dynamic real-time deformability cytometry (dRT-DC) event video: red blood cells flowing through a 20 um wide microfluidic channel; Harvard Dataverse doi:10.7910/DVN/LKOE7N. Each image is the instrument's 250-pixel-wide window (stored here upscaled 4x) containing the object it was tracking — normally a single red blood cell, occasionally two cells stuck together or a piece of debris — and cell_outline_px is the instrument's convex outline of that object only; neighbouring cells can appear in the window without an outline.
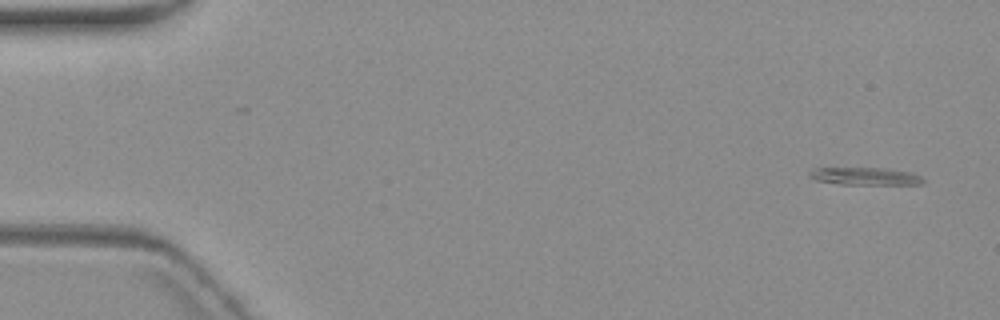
{"species": "common noctule bat (a hibernating species)", "species_latin": "Nyctalus noctula", "temperature_condition": "warm", "stored_images_in_passage": 6, "camera_frame_rate_fps": 3000, "um_per_image_px": 0.085, "animal": {"sex": "female", "body_mass_g": 19.3, "forearm_length_mm": 54.1}, "frame": {"image": 1, "passage_image": 1, "time_ms": 0.0, "image_size_px": [1000, 320], "cell_outline_px": [[924, 184], [840, 184], [816, 180], [808, 176], [808, 172], [812, 168], [888, 168], [912, 172], [920, 176], [924, 180]], "centroid_in_image_um": [73.54, 14.97], "position_along_channel_um": 11.5, "area_um2": 11.68}}
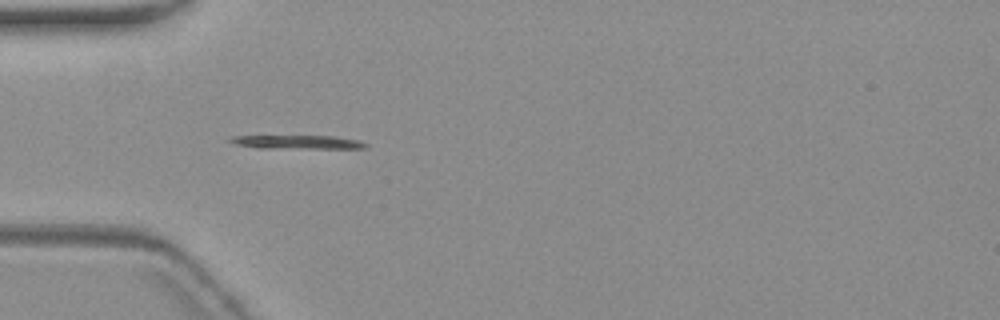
{"frame": {"image": 2, "passage_image": 5, "time_ms": 5.0, "image_size_px": [1000, 320], "cell_outline_px": [[368, 148], [256, 148], [232, 144], [228, 140], [228, 136], [332, 136], [360, 140], [368, 144]], "centroid_in_image_um": [25.23, 12.08], "position_along_channel_um": 59.8, "area_um2": 10.87}}
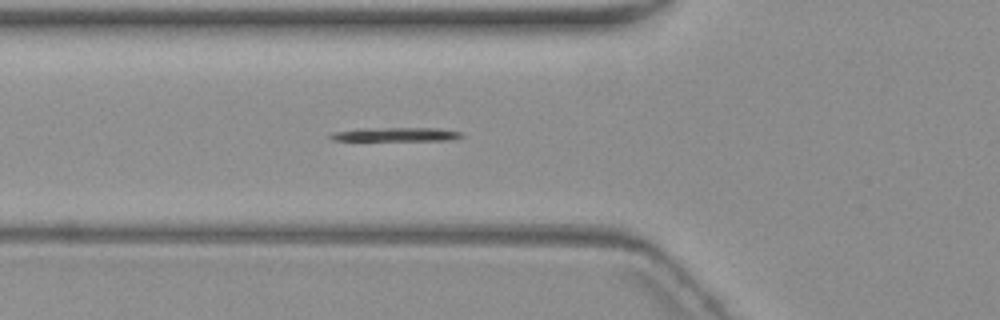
{"frame": {"image": 3, "passage_image": 6, "time_ms": 6.0, "image_size_px": [1000, 320], "cell_outline_px": [[464, 136], [452, 140], [332, 140], [328, 136], [332, 132], [356, 128], [440, 128], [460, 132]], "centroid_in_image_um": [33.62, 11.41], "position_along_channel_um": 92.2, "area_um2": 10.58}}